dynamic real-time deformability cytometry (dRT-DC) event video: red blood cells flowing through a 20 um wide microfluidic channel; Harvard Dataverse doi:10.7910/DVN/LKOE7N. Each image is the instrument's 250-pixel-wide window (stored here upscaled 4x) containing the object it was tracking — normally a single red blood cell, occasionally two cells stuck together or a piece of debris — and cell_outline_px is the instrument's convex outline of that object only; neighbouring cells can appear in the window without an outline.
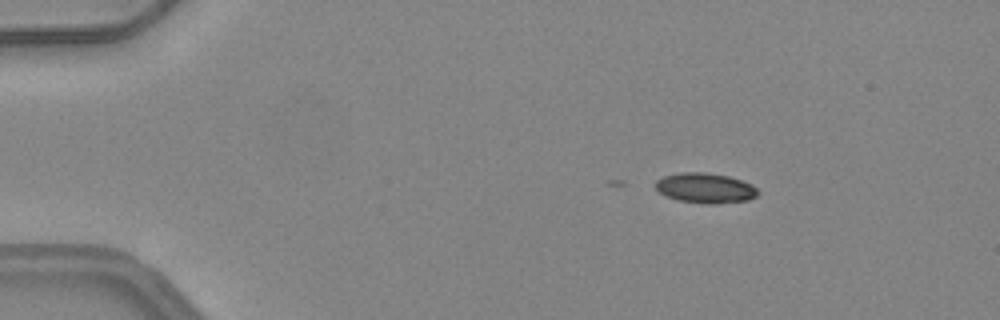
{"species": "common noctule bat (a hibernating species)", "species_latin": "Nyctalus noctula", "temperature_condition": "warm", "stored_images_in_passage": 3, "camera_frame_rate_fps": 3000, "um_per_image_px": 0.085, "animal": {"sex": "female", "body_mass_g": 24.6, "forearm_length_mm": 56.2}, "frame": {"image": 1, "passage_image": 1, "time_ms": 0.0, "image_size_px": [1000, 320], "cell_outline_px": [[760, 192], [756, 196], [748, 200], [716, 204], [704, 204], [676, 200], [660, 192], [652, 184], [656, 180], [664, 176], [680, 172], [704, 172], [728, 176], [752, 184]], "centroid_in_image_um": [59.93, 15.99], "position_along_channel_um": 25.1, "area_um2": 18.09}}